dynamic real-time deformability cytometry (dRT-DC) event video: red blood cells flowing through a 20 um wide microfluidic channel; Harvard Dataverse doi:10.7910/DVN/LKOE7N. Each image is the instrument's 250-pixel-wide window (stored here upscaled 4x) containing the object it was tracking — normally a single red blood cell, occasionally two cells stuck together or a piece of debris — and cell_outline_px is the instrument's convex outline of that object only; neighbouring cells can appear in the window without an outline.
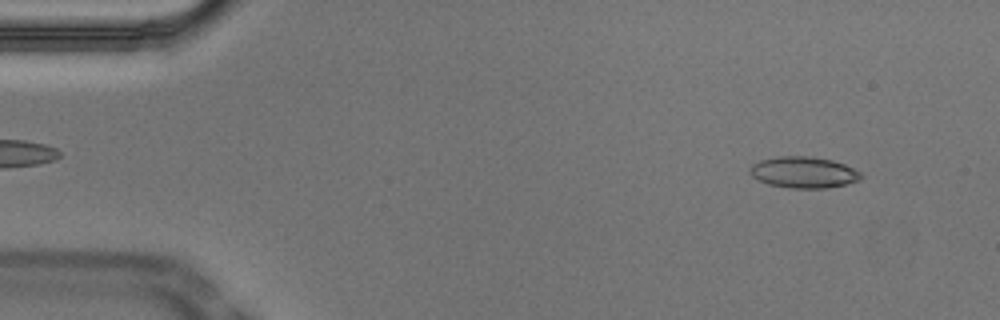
{"species": "Egyptian fruit bat (a non-hibernating species)", "species_latin": "Rousettus aegyptiacus", "temperature_condition": "cold", "stored_images_in_passage": 52, "camera_frame_rate_fps": 3000, "um_per_image_px": 0.085, "animal": {"sex": "male"}, "frame": {"image": 1, "passage_image": 4, "time_ms": 1.0, "image_size_px": [1000, 320], "cell_outline_px": [[864, 176], [860, 180], [828, 188], [788, 188], [768, 184], [752, 176], [748, 172], [748, 168], [752, 164], [760, 160], [780, 156], [812, 156], [832, 160], [844, 164], [860, 172]], "centroid_in_image_um": [68.29, 14.64], "position_along_channel_um": 16.7, "area_um2": 20.35}}
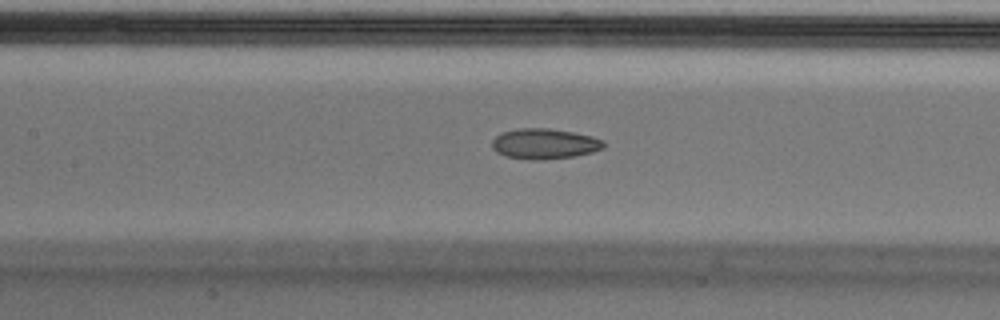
{"frame": {"image": 2, "passage_image": 23, "time_ms": 7.333, "image_size_px": [1000, 320], "cell_outline_px": [[604, 148], [592, 152], [572, 156], [544, 160], [528, 160], [508, 156], [496, 152], [492, 148], [492, 140], [496, 136], [504, 132], [520, 128], [548, 128], [572, 132], [592, 136], [604, 140]], "centroid_in_image_um": [46.28, 12.22], "position_along_channel_um": 161.1, "area_um2": 19.71}}
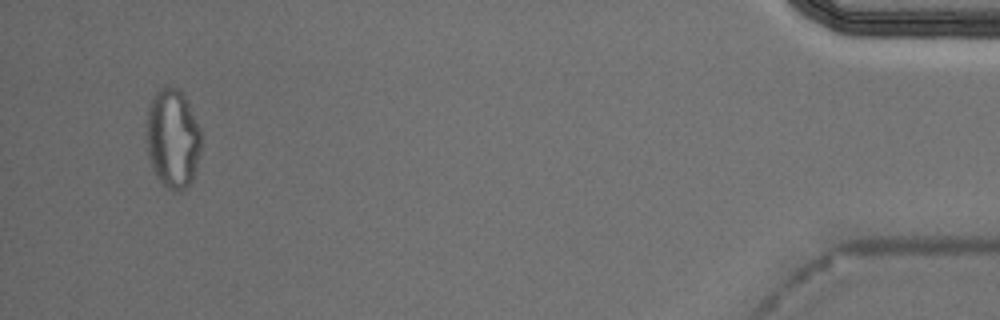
{"frame": {"image": 3, "passage_image": 50, "time_ms": 16.333, "image_size_px": [1000, 320], "cell_outline_px": [[200, 148], [192, 180], [188, 188], [180, 192], [172, 192], [156, 176], [152, 168], [148, 156], [148, 108], [156, 92], [164, 84], [176, 88], [188, 100], [200, 128]], "centroid_in_image_um": [14.69, 11.78], "position_along_channel_um": 420.5, "area_um2": 31.44}, "authors_computed_cell_mechanics": {"area_um2": 20.1144, "velocity_mm_per_s": 3.739, "shape_relaxation_time_tau1_ms": null, "shape_relaxation_time_tau2_ms": 2.6741, "deformation_change_tau1": null, "deformation_change_tau2": 0.0768}}